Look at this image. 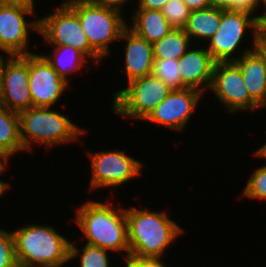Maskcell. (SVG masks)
<instances>
[{"instance_id":"6da1fadb","label":"cell","mask_w":266,"mask_h":267,"mask_svg":"<svg viewBox=\"0 0 266 267\" xmlns=\"http://www.w3.org/2000/svg\"><path fill=\"white\" fill-rule=\"evenodd\" d=\"M89 200L77 208L75 222L87 243L108 251L129 254L125 208L111 205V201Z\"/></svg>"},{"instance_id":"7a4b0ae2","label":"cell","mask_w":266,"mask_h":267,"mask_svg":"<svg viewBox=\"0 0 266 267\" xmlns=\"http://www.w3.org/2000/svg\"><path fill=\"white\" fill-rule=\"evenodd\" d=\"M129 254L163 257L166 249L182 235L183 229L166 211L125 208Z\"/></svg>"},{"instance_id":"3957f363","label":"cell","mask_w":266,"mask_h":267,"mask_svg":"<svg viewBox=\"0 0 266 267\" xmlns=\"http://www.w3.org/2000/svg\"><path fill=\"white\" fill-rule=\"evenodd\" d=\"M19 264L30 267H62L70 261L66 236L50 225L28 224L12 231Z\"/></svg>"},{"instance_id":"277c9868","label":"cell","mask_w":266,"mask_h":267,"mask_svg":"<svg viewBox=\"0 0 266 267\" xmlns=\"http://www.w3.org/2000/svg\"><path fill=\"white\" fill-rule=\"evenodd\" d=\"M52 107H31L18 113L20 139L24 151L31 149V144L39 143L48 149L52 146L77 141L86 133L66 115L51 110Z\"/></svg>"},{"instance_id":"5b68a950","label":"cell","mask_w":266,"mask_h":267,"mask_svg":"<svg viewBox=\"0 0 266 267\" xmlns=\"http://www.w3.org/2000/svg\"><path fill=\"white\" fill-rule=\"evenodd\" d=\"M78 15L81 27L90 46L102 57L110 54L109 44L120 41L122 31L127 27L123 10L103 6L89 0H64Z\"/></svg>"},{"instance_id":"8992f818","label":"cell","mask_w":266,"mask_h":267,"mask_svg":"<svg viewBox=\"0 0 266 267\" xmlns=\"http://www.w3.org/2000/svg\"><path fill=\"white\" fill-rule=\"evenodd\" d=\"M172 90L153 74L127 82L113 95V112L120 117L145 120Z\"/></svg>"},{"instance_id":"52a82bcc","label":"cell","mask_w":266,"mask_h":267,"mask_svg":"<svg viewBox=\"0 0 266 267\" xmlns=\"http://www.w3.org/2000/svg\"><path fill=\"white\" fill-rule=\"evenodd\" d=\"M53 13L39 19V34L52 46H69L93 64L104 60L89 44L78 15L64 2ZM95 62V63H94Z\"/></svg>"},{"instance_id":"ba28073f","label":"cell","mask_w":266,"mask_h":267,"mask_svg":"<svg viewBox=\"0 0 266 267\" xmlns=\"http://www.w3.org/2000/svg\"><path fill=\"white\" fill-rule=\"evenodd\" d=\"M248 29L251 30L253 41H258V20L254 16L245 12L221 10L220 26L208 40L209 46H206V50L215 62L235 61L238 59L236 50Z\"/></svg>"},{"instance_id":"9c48e42d","label":"cell","mask_w":266,"mask_h":267,"mask_svg":"<svg viewBox=\"0 0 266 267\" xmlns=\"http://www.w3.org/2000/svg\"><path fill=\"white\" fill-rule=\"evenodd\" d=\"M90 159L91 179L90 190L98 188L120 187L137 176H141L142 163L130 157L124 150L118 149L87 152Z\"/></svg>"},{"instance_id":"30bf717a","label":"cell","mask_w":266,"mask_h":267,"mask_svg":"<svg viewBox=\"0 0 266 267\" xmlns=\"http://www.w3.org/2000/svg\"><path fill=\"white\" fill-rule=\"evenodd\" d=\"M209 90L229 113L255 111L260 106L250 97L242 72L234 62H215Z\"/></svg>"},{"instance_id":"8fae6325","label":"cell","mask_w":266,"mask_h":267,"mask_svg":"<svg viewBox=\"0 0 266 267\" xmlns=\"http://www.w3.org/2000/svg\"><path fill=\"white\" fill-rule=\"evenodd\" d=\"M35 11L21 6H0V50L7 56H23L33 52L28 51L29 33L33 30L39 33V19L26 21V15Z\"/></svg>"},{"instance_id":"7c38bea8","label":"cell","mask_w":266,"mask_h":267,"mask_svg":"<svg viewBox=\"0 0 266 267\" xmlns=\"http://www.w3.org/2000/svg\"><path fill=\"white\" fill-rule=\"evenodd\" d=\"M28 74L33 107H53L69 87L41 54H28Z\"/></svg>"},{"instance_id":"4fadbf2b","label":"cell","mask_w":266,"mask_h":267,"mask_svg":"<svg viewBox=\"0 0 266 267\" xmlns=\"http://www.w3.org/2000/svg\"><path fill=\"white\" fill-rule=\"evenodd\" d=\"M0 103L16 113L33 107L29 89L28 55L11 56L5 62Z\"/></svg>"},{"instance_id":"5bb4252c","label":"cell","mask_w":266,"mask_h":267,"mask_svg":"<svg viewBox=\"0 0 266 267\" xmlns=\"http://www.w3.org/2000/svg\"><path fill=\"white\" fill-rule=\"evenodd\" d=\"M203 95L200 91L191 88L172 90L145 121L181 132L196 111V105Z\"/></svg>"},{"instance_id":"9a60e30c","label":"cell","mask_w":266,"mask_h":267,"mask_svg":"<svg viewBox=\"0 0 266 267\" xmlns=\"http://www.w3.org/2000/svg\"><path fill=\"white\" fill-rule=\"evenodd\" d=\"M234 62L239 66L250 97L261 107L266 101V54L258 41H251Z\"/></svg>"},{"instance_id":"2e32d148","label":"cell","mask_w":266,"mask_h":267,"mask_svg":"<svg viewBox=\"0 0 266 267\" xmlns=\"http://www.w3.org/2000/svg\"><path fill=\"white\" fill-rule=\"evenodd\" d=\"M178 61L182 85L204 94L210 88L215 65L209 52L192 47Z\"/></svg>"},{"instance_id":"e0dca14e","label":"cell","mask_w":266,"mask_h":267,"mask_svg":"<svg viewBox=\"0 0 266 267\" xmlns=\"http://www.w3.org/2000/svg\"><path fill=\"white\" fill-rule=\"evenodd\" d=\"M119 40L126 41L125 45V73L127 81L152 74L154 55L152 44L137 36L126 27Z\"/></svg>"},{"instance_id":"ac0fdd59","label":"cell","mask_w":266,"mask_h":267,"mask_svg":"<svg viewBox=\"0 0 266 267\" xmlns=\"http://www.w3.org/2000/svg\"><path fill=\"white\" fill-rule=\"evenodd\" d=\"M131 19L132 23L127 24V27L151 44L159 41L173 29L161 10L136 9Z\"/></svg>"},{"instance_id":"d6986e66","label":"cell","mask_w":266,"mask_h":267,"mask_svg":"<svg viewBox=\"0 0 266 267\" xmlns=\"http://www.w3.org/2000/svg\"><path fill=\"white\" fill-rule=\"evenodd\" d=\"M220 22L221 10L210 6L206 9L191 11L183 29L192 41L208 42L217 32Z\"/></svg>"},{"instance_id":"ffe728a7","label":"cell","mask_w":266,"mask_h":267,"mask_svg":"<svg viewBox=\"0 0 266 267\" xmlns=\"http://www.w3.org/2000/svg\"><path fill=\"white\" fill-rule=\"evenodd\" d=\"M55 47V48H54ZM52 56L47 54L44 58L50 63L57 74L70 85L68 76L82 70L89 61L81 52L69 46H54ZM85 64V65H84Z\"/></svg>"},{"instance_id":"44dd1931","label":"cell","mask_w":266,"mask_h":267,"mask_svg":"<svg viewBox=\"0 0 266 267\" xmlns=\"http://www.w3.org/2000/svg\"><path fill=\"white\" fill-rule=\"evenodd\" d=\"M191 39L184 29L173 28L167 35L152 44L154 60H179L191 47Z\"/></svg>"},{"instance_id":"7402d4cb","label":"cell","mask_w":266,"mask_h":267,"mask_svg":"<svg viewBox=\"0 0 266 267\" xmlns=\"http://www.w3.org/2000/svg\"><path fill=\"white\" fill-rule=\"evenodd\" d=\"M0 150L11 156L24 150L20 139L18 113L0 103ZM21 150V151H20Z\"/></svg>"},{"instance_id":"603a6c76","label":"cell","mask_w":266,"mask_h":267,"mask_svg":"<svg viewBox=\"0 0 266 267\" xmlns=\"http://www.w3.org/2000/svg\"><path fill=\"white\" fill-rule=\"evenodd\" d=\"M80 248L81 250L75 246V243L71 242L69 256L70 262L72 259H78L80 256V267H110L108 250L89 244H85V246Z\"/></svg>"},{"instance_id":"cb8c5ba5","label":"cell","mask_w":266,"mask_h":267,"mask_svg":"<svg viewBox=\"0 0 266 267\" xmlns=\"http://www.w3.org/2000/svg\"><path fill=\"white\" fill-rule=\"evenodd\" d=\"M152 74L167 84L171 90L185 89L181 82L177 59L154 60Z\"/></svg>"},{"instance_id":"d4e9b609","label":"cell","mask_w":266,"mask_h":267,"mask_svg":"<svg viewBox=\"0 0 266 267\" xmlns=\"http://www.w3.org/2000/svg\"><path fill=\"white\" fill-rule=\"evenodd\" d=\"M173 28L183 29L190 15V9L183 0H168L161 10Z\"/></svg>"},{"instance_id":"484cf974","label":"cell","mask_w":266,"mask_h":267,"mask_svg":"<svg viewBox=\"0 0 266 267\" xmlns=\"http://www.w3.org/2000/svg\"><path fill=\"white\" fill-rule=\"evenodd\" d=\"M242 190L243 198L266 199V165L256 168L251 173L246 186Z\"/></svg>"},{"instance_id":"4316f807","label":"cell","mask_w":266,"mask_h":267,"mask_svg":"<svg viewBox=\"0 0 266 267\" xmlns=\"http://www.w3.org/2000/svg\"><path fill=\"white\" fill-rule=\"evenodd\" d=\"M210 6L223 11L231 10L245 12L259 20L260 15H253L263 3V0H209ZM258 8V9H257Z\"/></svg>"},{"instance_id":"83f0119b","label":"cell","mask_w":266,"mask_h":267,"mask_svg":"<svg viewBox=\"0 0 266 267\" xmlns=\"http://www.w3.org/2000/svg\"><path fill=\"white\" fill-rule=\"evenodd\" d=\"M17 264L13 234L0 228V267H15Z\"/></svg>"},{"instance_id":"f1b7e54d","label":"cell","mask_w":266,"mask_h":267,"mask_svg":"<svg viewBox=\"0 0 266 267\" xmlns=\"http://www.w3.org/2000/svg\"><path fill=\"white\" fill-rule=\"evenodd\" d=\"M124 258L126 267H167L161 262V257H140L128 254Z\"/></svg>"},{"instance_id":"f546056e","label":"cell","mask_w":266,"mask_h":267,"mask_svg":"<svg viewBox=\"0 0 266 267\" xmlns=\"http://www.w3.org/2000/svg\"><path fill=\"white\" fill-rule=\"evenodd\" d=\"M168 0H139L137 9L162 10Z\"/></svg>"},{"instance_id":"4dcf8cb0","label":"cell","mask_w":266,"mask_h":267,"mask_svg":"<svg viewBox=\"0 0 266 267\" xmlns=\"http://www.w3.org/2000/svg\"><path fill=\"white\" fill-rule=\"evenodd\" d=\"M263 6L266 8V4ZM258 44H266V9L258 20Z\"/></svg>"},{"instance_id":"1f68e13d","label":"cell","mask_w":266,"mask_h":267,"mask_svg":"<svg viewBox=\"0 0 266 267\" xmlns=\"http://www.w3.org/2000/svg\"><path fill=\"white\" fill-rule=\"evenodd\" d=\"M190 11H198L210 7L209 0H183Z\"/></svg>"},{"instance_id":"d6a6232c","label":"cell","mask_w":266,"mask_h":267,"mask_svg":"<svg viewBox=\"0 0 266 267\" xmlns=\"http://www.w3.org/2000/svg\"><path fill=\"white\" fill-rule=\"evenodd\" d=\"M3 5L21 6L27 9L35 10L34 0H0Z\"/></svg>"},{"instance_id":"836d02e7","label":"cell","mask_w":266,"mask_h":267,"mask_svg":"<svg viewBox=\"0 0 266 267\" xmlns=\"http://www.w3.org/2000/svg\"><path fill=\"white\" fill-rule=\"evenodd\" d=\"M93 3H96L98 5H103V6H110L114 7L120 10L122 9V6L127 4L130 0H89Z\"/></svg>"},{"instance_id":"e575fe53","label":"cell","mask_w":266,"mask_h":267,"mask_svg":"<svg viewBox=\"0 0 266 267\" xmlns=\"http://www.w3.org/2000/svg\"><path fill=\"white\" fill-rule=\"evenodd\" d=\"M11 155L7 152L1 151L0 150V176L1 173L5 171L7 168L8 161H10ZM0 182H4L0 180Z\"/></svg>"},{"instance_id":"d590c367","label":"cell","mask_w":266,"mask_h":267,"mask_svg":"<svg viewBox=\"0 0 266 267\" xmlns=\"http://www.w3.org/2000/svg\"><path fill=\"white\" fill-rule=\"evenodd\" d=\"M255 155L266 159V143L263 144V146H260V148L255 151Z\"/></svg>"},{"instance_id":"8d00e7d4","label":"cell","mask_w":266,"mask_h":267,"mask_svg":"<svg viewBox=\"0 0 266 267\" xmlns=\"http://www.w3.org/2000/svg\"><path fill=\"white\" fill-rule=\"evenodd\" d=\"M11 56H8L7 59L5 60V56L3 54L1 55L0 53V90H1V80H2V71L5 65V62L10 58Z\"/></svg>"},{"instance_id":"74e56055","label":"cell","mask_w":266,"mask_h":267,"mask_svg":"<svg viewBox=\"0 0 266 267\" xmlns=\"http://www.w3.org/2000/svg\"><path fill=\"white\" fill-rule=\"evenodd\" d=\"M9 188L10 185L8 182H0V197L1 195L3 196V194L8 191Z\"/></svg>"},{"instance_id":"f35d334b","label":"cell","mask_w":266,"mask_h":267,"mask_svg":"<svg viewBox=\"0 0 266 267\" xmlns=\"http://www.w3.org/2000/svg\"><path fill=\"white\" fill-rule=\"evenodd\" d=\"M258 45L266 54V44H258Z\"/></svg>"},{"instance_id":"ab89813d","label":"cell","mask_w":266,"mask_h":267,"mask_svg":"<svg viewBox=\"0 0 266 267\" xmlns=\"http://www.w3.org/2000/svg\"><path fill=\"white\" fill-rule=\"evenodd\" d=\"M15 267H30V266H26V265H22L18 263Z\"/></svg>"},{"instance_id":"60d3db41","label":"cell","mask_w":266,"mask_h":267,"mask_svg":"<svg viewBox=\"0 0 266 267\" xmlns=\"http://www.w3.org/2000/svg\"><path fill=\"white\" fill-rule=\"evenodd\" d=\"M265 107H266V101L264 102V104L260 108H265Z\"/></svg>"}]
</instances>
